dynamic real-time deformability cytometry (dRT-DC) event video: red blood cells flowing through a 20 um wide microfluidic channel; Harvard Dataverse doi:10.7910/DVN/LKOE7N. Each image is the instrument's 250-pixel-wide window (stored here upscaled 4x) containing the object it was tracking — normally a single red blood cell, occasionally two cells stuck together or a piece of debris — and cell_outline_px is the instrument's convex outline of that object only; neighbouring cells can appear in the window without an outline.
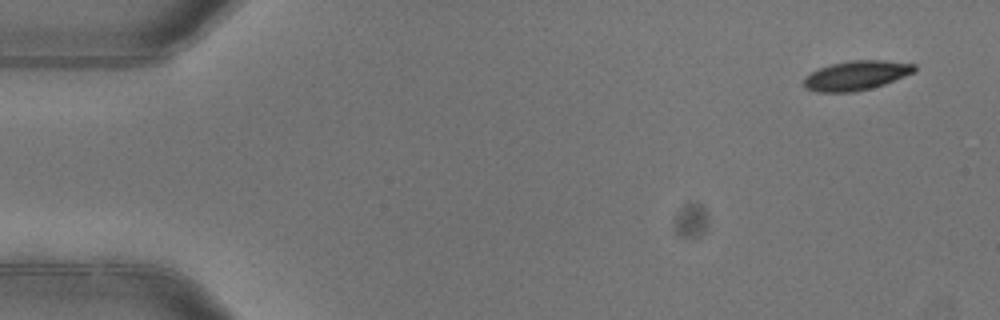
{"species": "common noctule bat (a hibernating species)", "species_latin": "Nyctalus noctula", "temperature_condition": "warm", "stored_images_in_passage": 4, "camera_frame_rate_fps": 3000, "um_per_image_px": 0.085, "animal": {"sex": "female"}, "frame": {"image": 1, "passage_image": 1, "time_ms": 0.0, "image_size_px": [1000, 320], "cell_outline_px": [[916, 72], [884, 84], [852, 92], [816, 92], [804, 88], [804, 76], [820, 68], [832, 64], [848, 60], [884, 60], [916, 64]], "centroid_in_image_um": [72.79, 6.41], "position_along_channel_um": 12.2, "area_um2": 18.96}}
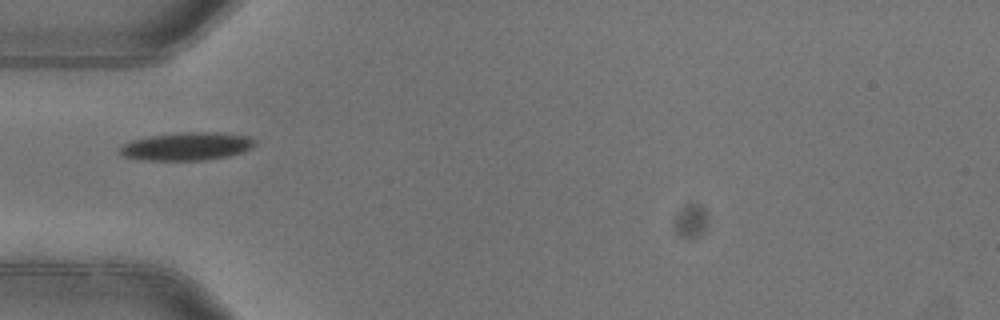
{"frame": {"image": 2, "passage_image": 4, "time_ms": 1.0, "image_size_px": [1000, 320], "cell_outline_px": [[256, 144], [252, 148], [244, 152], [228, 156], [204, 160], [140, 160], [120, 156], [120, 148], [124, 144], [132, 140], [148, 136], [180, 132], [220, 132], [252, 136], [256, 140]], "centroid_in_image_um": [15.92, 12.43], "position_along_channel_um": 69.1, "area_um2": 22.43}}